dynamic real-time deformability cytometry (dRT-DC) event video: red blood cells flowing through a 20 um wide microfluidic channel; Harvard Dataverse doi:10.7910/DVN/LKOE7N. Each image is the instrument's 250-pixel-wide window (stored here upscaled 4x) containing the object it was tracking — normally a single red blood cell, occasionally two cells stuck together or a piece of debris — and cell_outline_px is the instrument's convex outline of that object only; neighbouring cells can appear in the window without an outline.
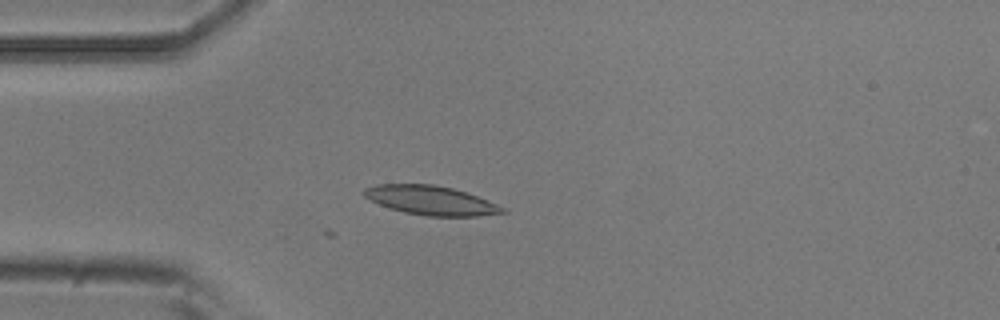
{"species": "common noctule bat (a hibernating species)", "species_latin": "Nyctalus noctula", "temperature_condition": "room temperature", "stored_images_in_passage": 5, "camera_frame_rate_fps": 3000, "um_per_image_px": 0.085, "animal": {"sex": "male", "body_mass_g": 20.5, "forearm_length_mm": 52.5}, "frame": {"image": 1, "passage_image": 3, "time_ms": 0.667, "image_size_px": [1000, 320], "cell_outline_px": [[508, 212], [476, 216], [428, 216], [404, 212], [380, 204], [364, 196], [360, 192], [364, 188], [376, 184], [432, 184], [452, 188], [468, 192], [488, 200], [504, 208]], "centroid_in_image_um": [36.62, 17.02], "position_along_channel_um": 48.4, "area_um2": 23.41}}
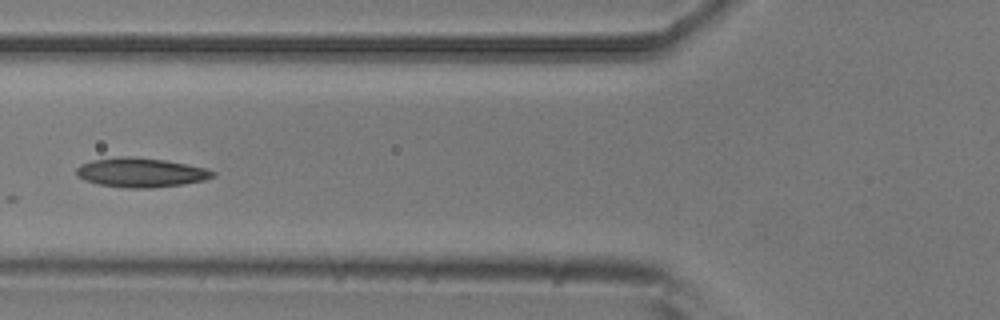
{"frame": {"image": 2, "passage_image": 5, "time_ms": 1.333, "image_size_px": [1000, 320], "cell_outline_px": [[216, 176], [204, 180], [184, 184], [148, 188], [124, 188], [100, 184], [84, 180], [76, 176], [76, 168], [80, 164], [92, 160], [116, 156], [136, 156], [164, 160], [204, 168], [216, 172]], "centroid_in_image_um": [11.93, 14.66], "position_along_channel_um": 113.9, "area_um2": 23.41}}